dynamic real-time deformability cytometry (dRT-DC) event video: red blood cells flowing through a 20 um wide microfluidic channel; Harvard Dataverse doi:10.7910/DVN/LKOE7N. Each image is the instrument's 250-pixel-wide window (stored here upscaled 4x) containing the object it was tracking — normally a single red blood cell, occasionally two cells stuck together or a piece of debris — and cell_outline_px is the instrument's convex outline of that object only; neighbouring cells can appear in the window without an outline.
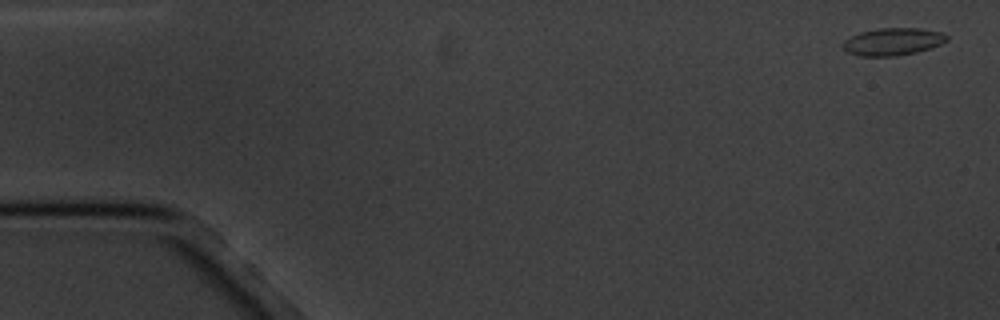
{"species": "common noctule bat (a hibernating species)", "species_latin": "Nyctalus noctula", "temperature_condition": "cold", "stored_images_in_passage": 5, "camera_frame_rate_fps": 3000, "um_per_image_px": 0.085, "animal": {"sex": "male", "body_mass_g": 20.1, "forearm_length_mm": 53.5}, "frame": {"image": 1, "passage_image": 1, "time_ms": 0.0, "image_size_px": [1000, 320], "cell_outline_px": [[948, 40], [940, 44], [916, 52], [896, 56], [860, 56], [848, 52], [840, 44], [844, 40], [860, 32], [880, 28], [920, 28], [940, 32], [948, 36]], "centroid_in_image_um": [75.87, 3.54], "position_along_channel_um": 9.1, "area_um2": 16.47}}
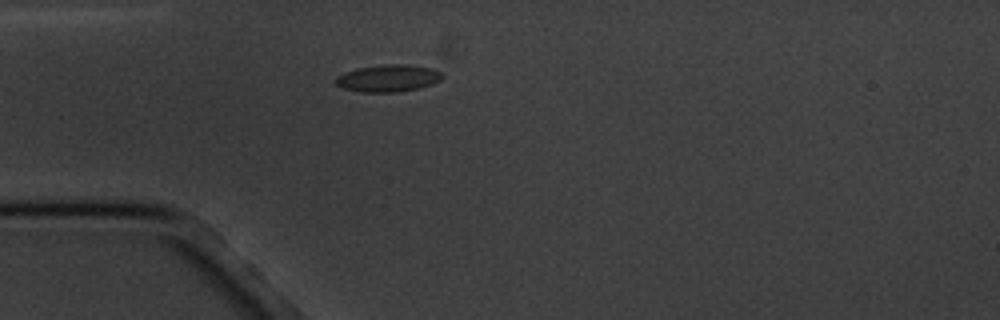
{"frame": {"image": 2, "passage_image": 5, "time_ms": 4.667, "image_size_px": [1000, 320], "cell_outline_px": [[444, 76], [440, 80], [432, 84], [420, 88], [396, 92], [360, 92], [344, 88], [336, 84], [332, 80], [336, 76], [344, 72], [356, 68], [384, 64], [408, 64], [432, 68], [444, 72]], "centroid_in_image_um": [33.0, 6.64], "position_along_channel_um": 52.0, "area_um2": 17.17}}